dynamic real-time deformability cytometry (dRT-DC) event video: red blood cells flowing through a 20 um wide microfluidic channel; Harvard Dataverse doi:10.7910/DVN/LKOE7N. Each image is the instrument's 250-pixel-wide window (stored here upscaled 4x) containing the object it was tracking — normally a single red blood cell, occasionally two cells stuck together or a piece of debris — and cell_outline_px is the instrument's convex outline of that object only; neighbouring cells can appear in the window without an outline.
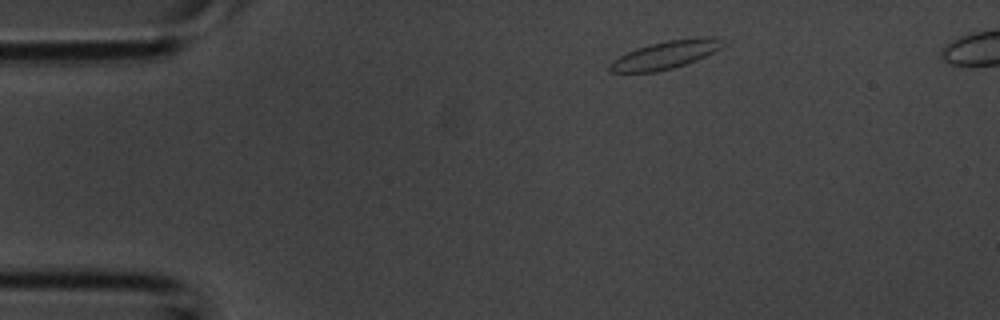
{"species": "common noctule bat (a hibernating species)", "species_latin": "Nyctalus noctula", "temperature_condition": "room temperature", "stored_images_in_passage": 3, "camera_frame_rate_fps": 3000, "um_per_image_px": 0.085, "animal": {"sex": "male", "body_mass_g": 20.1, "forearm_length_mm": 53.5}, "frame": {"image": 1, "passage_image": 1, "time_ms": 0.0, "image_size_px": [1000, 320], "cell_outline_px": [[724, 44], [720, 48], [696, 60], [672, 68], [656, 72], [608, 72], [608, 64], [612, 60], [628, 52], [648, 44], [668, 40], [700, 36], [716, 36]], "centroid_in_image_um": [56.54, 4.65], "position_along_channel_um": 28.5, "area_um2": 18.32}}